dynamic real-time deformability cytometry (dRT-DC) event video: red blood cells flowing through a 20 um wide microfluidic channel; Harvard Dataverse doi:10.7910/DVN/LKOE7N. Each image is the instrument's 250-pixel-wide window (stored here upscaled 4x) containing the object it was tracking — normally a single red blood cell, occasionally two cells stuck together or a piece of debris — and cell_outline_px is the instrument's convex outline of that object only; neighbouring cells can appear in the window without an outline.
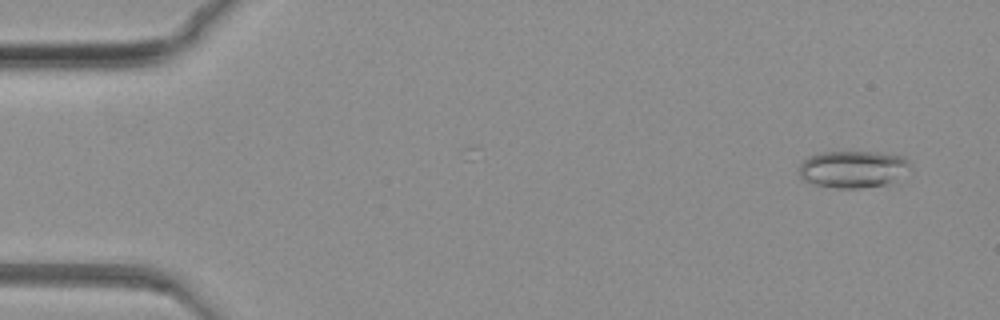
{"species": "common noctule bat (a hibernating species)", "species_latin": "Nyctalus noctula", "temperature_condition": "warm", "stored_images_in_passage": 10, "camera_frame_rate_fps": 3000, "um_per_image_px": 0.085, "animal": {"sex": "female", "body_mass_g": 19.3, "forearm_length_mm": 54.1}, "frame": {"image": 1, "passage_image": 4, "time_ms": 1.0, "image_size_px": [1000, 320], "cell_outline_px": [[908, 164], [888, 184], [860, 188], [836, 188], [816, 184], [804, 180], [800, 176], [800, 164], [808, 156], [824, 152], [876, 152], [904, 156], [908, 160]], "centroid_in_image_um": [72.41, 14.36], "position_along_channel_um": 12.6, "area_um2": 23.29}}